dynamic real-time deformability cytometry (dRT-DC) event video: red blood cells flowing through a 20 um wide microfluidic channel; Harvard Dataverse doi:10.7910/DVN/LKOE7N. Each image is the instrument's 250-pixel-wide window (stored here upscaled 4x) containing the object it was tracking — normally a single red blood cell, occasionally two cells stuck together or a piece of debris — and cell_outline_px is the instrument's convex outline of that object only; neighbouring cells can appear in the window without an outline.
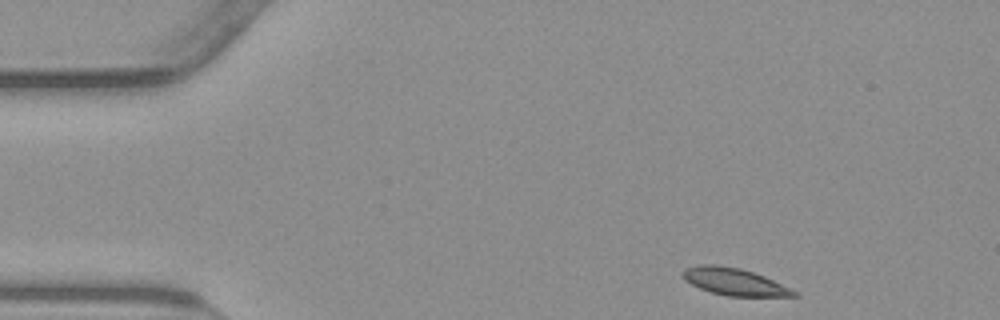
{"species": "common noctule bat (a hibernating species)", "species_latin": "Nyctalus noctula", "temperature_condition": "warm", "stored_images_in_passage": 48, "camera_frame_rate_fps": 3000, "um_per_image_px": 0.085, "animal": {"sex": "male", "body_mass_g": 23.1, "forearm_length_mm": 52.7}, "frame": {"image": 1, "passage_image": 1, "time_ms": 0.0, "image_size_px": [1000, 320], "cell_outline_px": [[800, 296], [728, 296], [712, 292], [700, 288], [684, 280], [680, 272], [684, 268], [700, 264], [716, 264], [740, 268], [764, 276], [796, 292]], "centroid_in_image_um": [62.34, 23.93], "position_along_channel_um": 22.7, "area_um2": 17.4}}
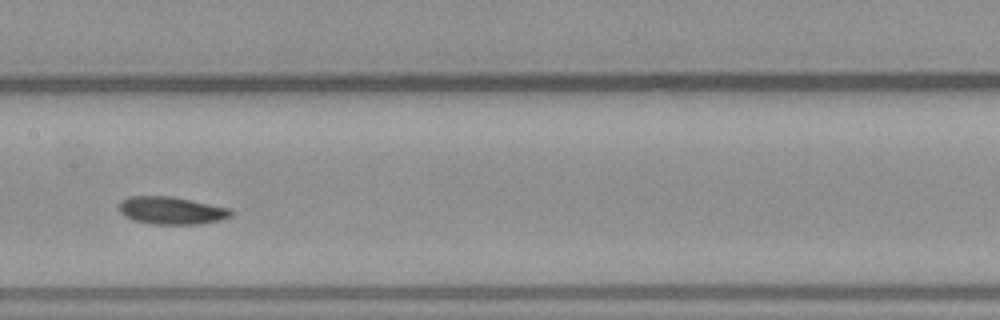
{"frame": {"image": 2, "passage_image": 21, "time_ms": 6.667, "image_size_px": [1000, 320], "cell_outline_px": [[232, 216], [220, 220], [200, 224], [156, 224], [132, 220], [124, 216], [120, 212], [120, 200], [128, 196], [172, 196], [232, 208]], "centroid_in_image_um": [14.59, 17.88], "position_along_channel_um": 192.8, "area_um2": 18.15}}
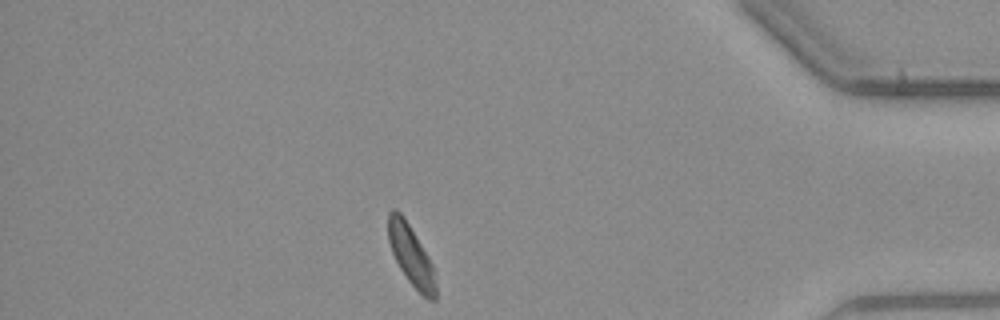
{"frame": {"image": 3, "passage_image": 41, "time_ms": 13.333, "image_size_px": [1000, 320], "cell_outline_px": [[436, 300], [428, 300], [408, 280], [400, 268], [392, 252], [388, 240], [388, 212], [392, 208], [396, 208], [404, 216], [428, 256], [432, 264], [436, 284]], "centroid_in_image_um": [34.93, 21.67], "position_along_channel_um": 400.3, "area_um2": 16.53}, "authors_computed_cell_mechanics": {"area_um2": 17.629, "velocity_mm_per_s": 3.757, "shape_relaxation_time_tau1_ms": 4.2815, "shape_relaxation_time_tau2_ms": 3.6979, "deformation_change_tau1": 0.1159, "deformation_change_tau2": 0.0806}}